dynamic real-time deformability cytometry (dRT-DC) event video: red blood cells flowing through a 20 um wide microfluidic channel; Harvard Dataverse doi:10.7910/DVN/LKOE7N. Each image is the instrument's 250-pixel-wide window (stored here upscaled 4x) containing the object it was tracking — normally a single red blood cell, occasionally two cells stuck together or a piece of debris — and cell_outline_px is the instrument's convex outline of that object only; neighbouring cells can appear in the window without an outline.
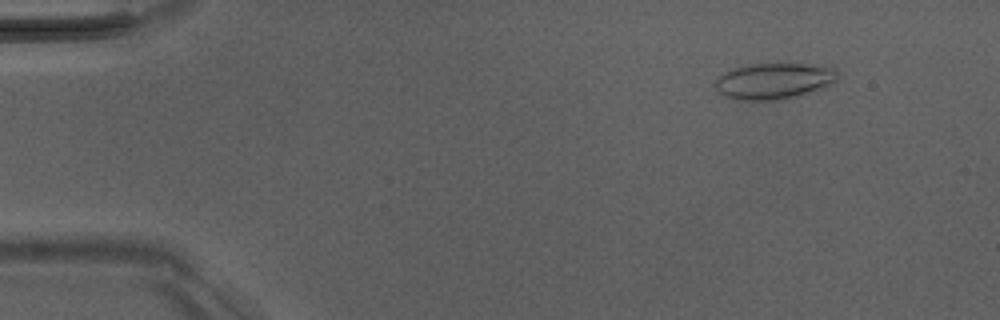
{"species": "Egyptian fruit bat (a non-hibernating species)", "species_latin": "Rousettus aegyptiacus", "temperature_condition": "room temperature", "stored_images_in_passage": 51, "camera_frame_rate_fps": 3000, "um_per_image_px": 0.085, "animal": {"sex": "male"}, "frame": {"image": 1, "passage_image": 6, "time_ms": 1.667, "image_size_px": [1000, 320], "cell_outline_px": [[840, 76], [832, 84], [816, 92], [800, 96], [776, 100], [732, 100], [724, 96], [716, 88], [716, 80], [724, 72], [732, 68], [748, 64], [776, 60], [832, 64], [836, 68]], "centroid_in_image_um": [65.93, 6.81], "position_along_channel_um": 19.1, "area_um2": 27.74}}
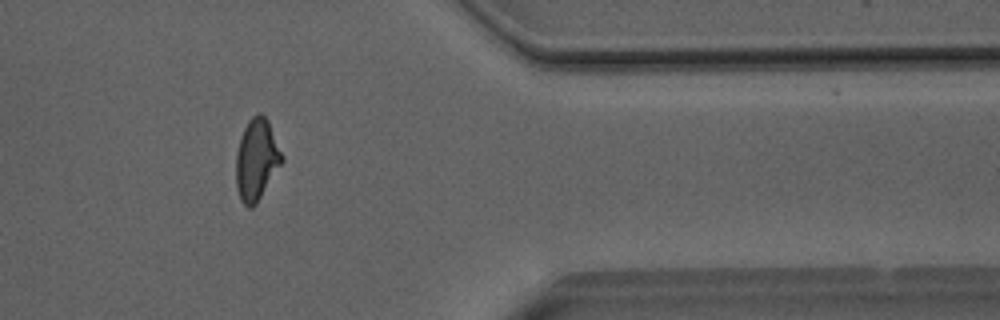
{"frame": {"image": 2, "passage_image": 42, "time_ms": 13.667, "image_size_px": [1000, 320], "cell_outline_px": [[284, 160], [256, 204], [252, 208], [248, 208], [240, 200], [236, 188], [236, 152], [244, 128], [248, 120], [256, 112], [260, 112], [268, 120], [284, 156]], "centroid_in_image_um": [21.81, 13.56], "position_along_channel_um": 389.6, "area_um2": 21.91}}
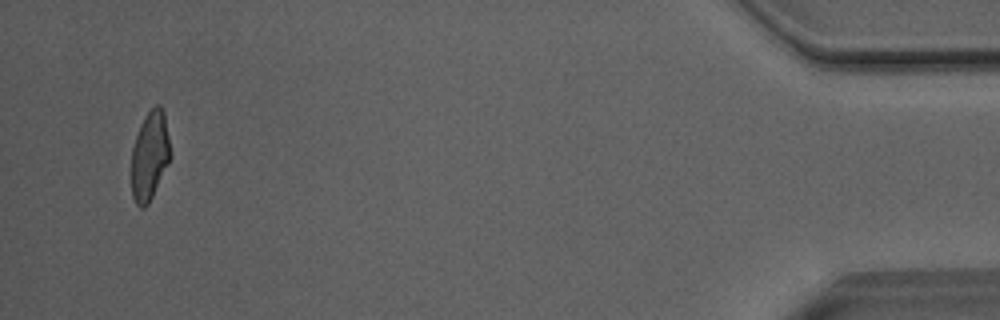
{"frame": {"image": 3, "passage_image": 49, "time_ms": 16.0, "image_size_px": [1000, 320], "cell_outline_px": [[172, 156], [148, 204], [144, 208], [140, 208], [136, 204], [132, 196], [132, 148], [140, 124], [144, 116], [156, 104], [160, 104], [164, 112]], "centroid_in_image_um": [12.74, 13.22], "position_along_channel_um": 422.5, "area_um2": 20.17}, "authors_computed_cell_mechanics": {"area_um2": 21.9062, "velocity_mm_per_s": 4.0833, "shape_relaxation_time_tau1_ms": 6.9557, "shape_relaxation_time_tau2_ms": 1.4241, "deformation_change_tau1": 0.1902, "deformation_change_tau2": 0.0898}}